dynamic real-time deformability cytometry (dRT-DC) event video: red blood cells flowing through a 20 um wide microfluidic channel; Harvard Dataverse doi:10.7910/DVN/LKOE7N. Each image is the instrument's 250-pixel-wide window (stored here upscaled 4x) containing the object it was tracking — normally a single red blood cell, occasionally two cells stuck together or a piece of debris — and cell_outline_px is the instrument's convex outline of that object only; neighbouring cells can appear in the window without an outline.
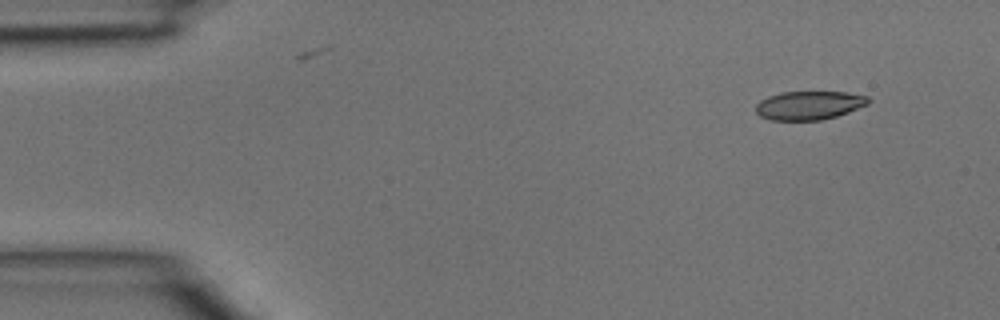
{"species": "common noctule bat (a hibernating species)", "species_latin": "Nyctalus noctula", "temperature_condition": "room temperature", "stored_images_in_passage": 4, "segment_of_instrument_passage": [1, 2], "camera_frame_rate_fps": 3000, "um_per_image_px": 0.085, "animal": {"sex": "male", "body_mass_g": 15.6}, "frame": {"image": 1, "passage_image": 1, "time_ms": 0.0, "image_size_px": [1000, 320], "cell_outline_px": [[872, 100], [868, 104], [848, 112], [836, 116], [820, 120], [768, 120], [760, 116], [756, 112], [756, 104], [760, 100], [768, 96], [780, 92], [848, 92], [868, 96]], "centroid_in_image_um": [68.77, 8.95], "position_along_channel_um": 16.2, "area_um2": 18.9}}